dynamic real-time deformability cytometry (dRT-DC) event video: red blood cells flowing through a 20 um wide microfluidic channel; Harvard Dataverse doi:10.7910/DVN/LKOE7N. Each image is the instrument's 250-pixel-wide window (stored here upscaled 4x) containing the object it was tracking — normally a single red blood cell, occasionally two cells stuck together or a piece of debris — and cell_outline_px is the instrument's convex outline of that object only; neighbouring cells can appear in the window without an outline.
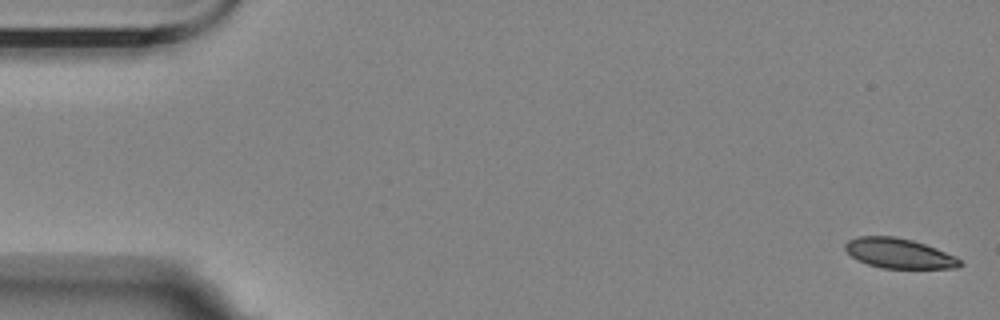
{"species": "Egyptian fruit bat (a non-hibernating species)", "species_latin": "Rousettus aegyptiacus", "temperature_condition": "room temperature", "stored_images_in_passage": 6, "camera_frame_rate_fps": 3000, "um_per_image_px": 0.085, "animal": {"sex": "female"}, "frame": {"image": 1, "passage_image": 1, "time_ms": 0.0, "image_size_px": [1000, 320], "cell_outline_px": [[964, 264], [956, 268], [880, 268], [856, 260], [844, 248], [844, 244], [848, 240], [860, 236], [896, 236], [912, 240], [936, 248], [956, 256]], "centroid_in_image_um": [76.41, 21.53], "position_along_channel_um": 8.6, "area_um2": 20.06}}
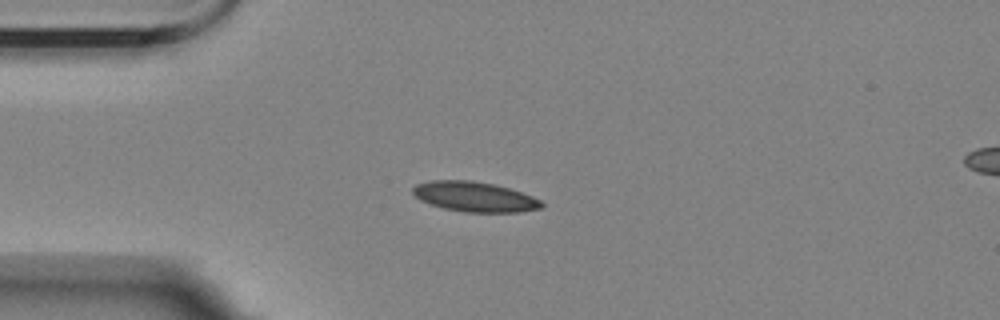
{"frame": {"image": 2, "passage_image": 4, "time_ms": 4.333, "image_size_px": [1000, 320], "cell_outline_px": [[544, 204], [540, 208], [520, 212], [464, 212], [444, 208], [420, 200], [412, 192], [412, 188], [416, 184], [432, 180], [472, 180], [496, 184], [532, 196], [540, 200]], "centroid_in_image_um": [40.33, 16.71], "position_along_channel_um": 44.7, "area_um2": 22.43}}
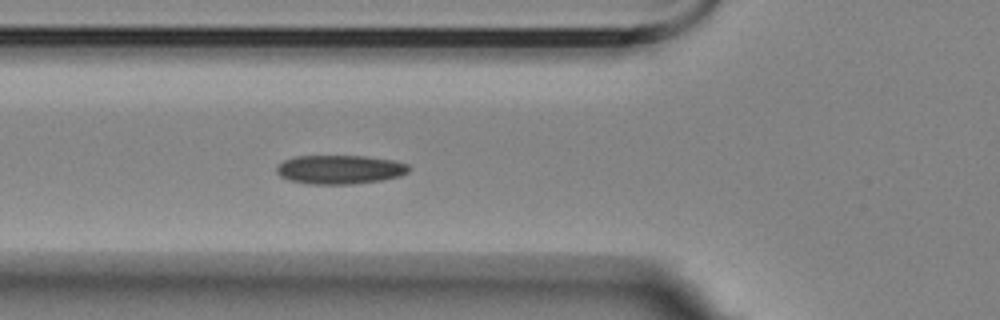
{"frame": {"image": 3, "passage_image": 6, "time_ms": 6.333, "image_size_px": [1000, 320], "cell_outline_px": [[412, 168], [408, 172], [400, 176], [380, 180], [352, 184], [308, 184], [288, 180], [280, 176], [276, 172], [276, 168], [284, 160], [296, 156], [364, 156], [392, 160], [408, 164]], "centroid_in_image_um": [28.88, 14.41], "position_along_channel_um": 96.9, "area_um2": 22.31}}